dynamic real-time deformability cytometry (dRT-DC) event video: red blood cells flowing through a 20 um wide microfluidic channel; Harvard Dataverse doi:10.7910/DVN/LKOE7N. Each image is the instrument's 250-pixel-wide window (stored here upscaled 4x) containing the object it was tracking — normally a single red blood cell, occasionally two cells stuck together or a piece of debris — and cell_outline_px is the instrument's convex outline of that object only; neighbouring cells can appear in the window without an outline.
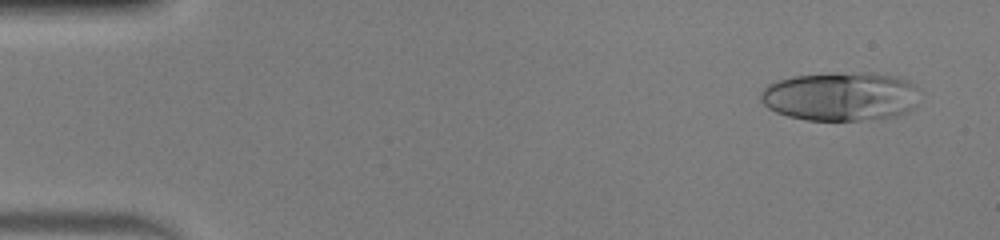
{"species": "human", "species_latin": "Homo sapiens", "temperature_condition": "warm", "stored_images_in_passage": 13, "camera_frame_rate_fps": 3000, "um_per_image_px": 0.085, "donor": {"sex": "male"}, "frame": {"image": 1, "passage_image": 3, "time_ms": 0.667, "image_size_px": [1000, 240], "cell_outline_px": [[920, 88], [916, 104], [908, 112], [896, 116], [860, 120], [808, 120], [788, 116], [776, 112], [768, 108], [760, 100], [760, 92], [768, 84], [776, 80], [792, 76], [860, 72], [872, 72], [900, 76], [908, 80]], "centroid_in_image_um": [71.49, 8.18], "position_along_channel_um": 13.5, "area_um2": 45.78}}